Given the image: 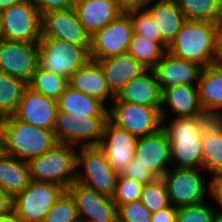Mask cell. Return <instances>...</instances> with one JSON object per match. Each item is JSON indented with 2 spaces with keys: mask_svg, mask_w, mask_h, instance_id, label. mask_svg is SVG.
I'll use <instances>...</instances> for the list:
<instances>
[{
  "mask_svg": "<svg viewBox=\"0 0 222 222\" xmlns=\"http://www.w3.org/2000/svg\"><path fill=\"white\" fill-rule=\"evenodd\" d=\"M211 119L210 115L175 117L169 125L161 119V130L170 144V162L176 161L175 168H203L202 132Z\"/></svg>",
  "mask_w": 222,
  "mask_h": 222,
  "instance_id": "6da1fadb",
  "label": "cell"
},
{
  "mask_svg": "<svg viewBox=\"0 0 222 222\" xmlns=\"http://www.w3.org/2000/svg\"><path fill=\"white\" fill-rule=\"evenodd\" d=\"M57 143L53 129L31 125L14 115L4 117L1 150L10 156L28 162Z\"/></svg>",
  "mask_w": 222,
  "mask_h": 222,
  "instance_id": "7a4b0ae2",
  "label": "cell"
},
{
  "mask_svg": "<svg viewBox=\"0 0 222 222\" xmlns=\"http://www.w3.org/2000/svg\"><path fill=\"white\" fill-rule=\"evenodd\" d=\"M218 27L219 23L187 20L167 51L205 68L215 61Z\"/></svg>",
  "mask_w": 222,
  "mask_h": 222,
  "instance_id": "3957f363",
  "label": "cell"
},
{
  "mask_svg": "<svg viewBox=\"0 0 222 222\" xmlns=\"http://www.w3.org/2000/svg\"><path fill=\"white\" fill-rule=\"evenodd\" d=\"M74 145L58 142L43 155L28 161L31 180L56 183L67 189L77 176Z\"/></svg>",
  "mask_w": 222,
  "mask_h": 222,
  "instance_id": "277c9868",
  "label": "cell"
},
{
  "mask_svg": "<svg viewBox=\"0 0 222 222\" xmlns=\"http://www.w3.org/2000/svg\"><path fill=\"white\" fill-rule=\"evenodd\" d=\"M39 66L67 79L90 60V48L62 40L40 37Z\"/></svg>",
  "mask_w": 222,
  "mask_h": 222,
  "instance_id": "5b68a950",
  "label": "cell"
},
{
  "mask_svg": "<svg viewBox=\"0 0 222 222\" xmlns=\"http://www.w3.org/2000/svg\"><path fill=\"white\" fill-rule=\"evenodd\" d=\"M108 116H78L72 113L57 111L54 134L61 143L83 146H98L102 139Z\"/></svg>",
  "mask_w": 222,
  "mask_h": 222,
  "instance_id": "8992f818",
  "label": "cell"
},
{
  "mask_svg": "<svg viewBox=\"0 0 222 222\" xmlns=\"http://www.w3.org/2000/svg\"><path fill=\"white\" fill-rule=\"evenodd\" d=\"M77 154V167H84V175L77 171L76 182L106 194L114 195L119 173L110 165L99 146H81Z\"/></svg>",
  "mask_w": 222,
  "mask_h": 222,
  "instance_id": "52a82bcc",
  "label": "cell"
},
{
  "mask_svg": "<svg viewBox=\"0 0 222 222\" xmlns=\"http://www.w3.org/2000/svg\"><path fill=\"white\" fill-rule=\"evenodd\" d=\"M2 39L37 43L41 37V15L33 0H21L1 12Z\"/></svg>",
  "mask_w": 222,
  "mask_h": 222,
  "instance_id": "ba28073f",
  "label": "cell"
},
{
  "mask_svg": "<svg viewBox=\"0 0 222 222\" xmlns=\"http://www.w3.org/2000/svg\"><path fill=\"white\" fill-rule=\"evenodd\" d=\"M108 119L116 126L138 137L155 134L161 129V107H149L113 100Z\"/></svg>",
  "mask_w": 222,
  "mask_h": 222,
  "instance_id": "9c48e42d",
  "label": "cell"
},
{
  "mask_svg": "<svg viewBox=\"0 0 222 222\" xmlns=\"http://www.w3.org/2000/svg\"><path fill=\"white\" fill-rule=\"evenodd\" d=\"M64 187L44 181H30V184L13 197V209L25 222H43L45 215Z\"/></svg>",
  "mask_w": 222,
  "mask_h": 222,
  "instance_id": "30bf717a",
  "label": "cell"
},
{
  "mask_svg": "<svg viewBox=\"0 0 222 222\" xmlns=\"http://www.w3.org/2000/svg\"><path fill=\"white\" fill-rule=\"evenodd\" d=\"M133 25L128 13H121L111 23L94 33L90 38V59H101L127 53Z\"/></svg>",
  "mask_w": 222,
  "mask_h": 222,
  "instance_id": "8fae6325",
  "label": "cell"
},
{
  "mask_svg": "<svg viewBox=\"0 0 222 222\" xmlns=\"http://www.w3.org/2000/svg\"><path fill=\"white\" fill-rule=\"evenodd\" d=\"M167 170L162 179L165 182L169 202L175 208L204 202L207 184L199 169L173 168ZM199 170V171H198Z\"/></svg>",
  "mask_w": 222,
  "mask_h": 222,
  "instance_id": "7c38bea8",
  "label": "cell"
},
{
  "mask_svg": "<svg viewBox=\"0 0 222 222\" xmlns=\"http://www.w3.org/2000/svg\"><path fill=\"white\" fill-rule=\"evenodd\" d=\"M39 66L37 43L0 39V72L29 84Z\"/></svg>",
  "mask_w": 222,
  "mask_h": 222,
  "instance_id": "4fadbf2b",
  "label": "cell"
},
{
  "mask_svg": "<svg viewBox=\"0 0 222 222\" xmlns=\"http://www.w3.org/2000/svg\"><path fill=\"white\" fill-rule=\"evenodd\" d=\"M41 37L90 48L91 36L80 23L75 8L49 11L41 15Z\"/></svg>",
  "mask_w": 222,
  "mask_h": 222,
  "instance_id": "5bb4252c",
  "label": "cell"
},
{
  "mask_svg": "<svg viewBox=\"0 0 222 222\" xmlns=\"http://www.w3.org/2000/svg\"><path fill=\"white\" fill-rule=\"evenodd\" d=\"M67 190L75 200L79 219L88 222H118L117 205L112 197L76 181Z\"/></svg>",
  "mask_w": 222,
  "mask_h": 222,
  "instance_id": "9a60e30c",
  "label": "cell"
},
{
  "mask_svg": "<svg viewBox=\"0 0 222 222\" xmlns=\"http://www.w3.org/2000/svg\"><path fill=\"white\" fill-rule=\"evenodd\" d=\"M136 141V136L130 134L126 129L116 126L108 119L98 146L104 152L111 167L120 173L134 158Z\"/></svg>",
  "mask_w": 222,
  "mask_h": 222,
  "instance_id": "2e32d148",
  "label": "cell"
},
{
  "mask_svg": "<svg viewBox=\"0 0 222 222\" xmlns=\"http://www.w3.org/2000/svg\"><path fill=\"white\" fill-rule=\"evenodd\" d=\"M58 111L57 100L34 92L27 87L17 110L13 114L17 119L43 129H54Z\"/></svg>",
  "mask_w": 222,
  "mask_h": 222,
  "instance_id": "e0dca14e",
  "label": "cell"
},
{
  "mask_svg": "<svg viewBox=\"0 0 222 222\" xmlns=\"http://www.w3.org/2000/svg\"><path fill=\"white\" fill-rule=\"evenodd\" d=\"M170 144L160 129L152 135L138 137L135 144L134 158L157 178L167 172L170 162Z\"/></svg>",
  "mask_w": 222,
  "mask_h": 222,
  "instance_id": "ac0fdd59",
  "label": "cell"
},
{
  "mask_svg": "<svg viewBox=\"0 0 222 222\" xmlns=\"http://www.w3.org/2000/svg\"><path fill=\"white\" fill-rule=\"evenodd\" d=\"M152 70L163 90L173 85H194L193 81L199 80L202 67L177 58L167 51Z\"/></svg>",
  "mask_w": 222,
  "mask_h": 222,
  "instance_id": "d6986e66",
  "label": "cell"
},
{
  "mask_svg": "<svg viewBox=\"0 0 222 222\" xmlns=\"http://www.w3.org/2000/svg\"><path fill=\"white\" fill-rule=\"evenodd\" d=\"M170 106L178 118L207 116L203 111L195 85H173L162 90L161 118L166 119L164 107Z\"/></svg>",
  "mask_w": 222,
  "mask_h": 222,
  "instance_id": "ffe728a7",
  "label": "cell"
},
{
  "mask_svg": "<svg viewBox=\"0 0 222 222\" xmlns=\"http://www.w3.org/2000/svg\"><path fill=\"white\" fill-rule=\"evenodd\" d=\"M74 8L80 23L90 36L123 13L116 0H76Z\"/></svg>",
  "mask_w": 222,
  "mask_h": 222,
  "instance_id": "44dd1931",
  "label": "cell"
},
{
  "mask_svg": "<svg viewBox=\"0 0 222 222\" xmlns=\"http://www.w3.org/2000/svg\"><path fill=\"white\" fill-rule=\"evenodd\" d=\"M105 75L110 91L116 96L133 78L146 69L130 54L124 53L97 61Z\"/></svg>",
  "mask_w": 222,
  "mask_h": 222,
  "instance_id": "7402d4cb",
  "label": "cell"
},
{
  "mask_svg": "<svg viewBox=\"0 0 222 222\" xmlns=\"http://www.w3.org/2000/svg\"><path fill=\"white\" fill-rule=\"evenodd\" d=\"M148 71L149 70H146L140 76L133 78L113 100L146 105L149 107H161L162 90L157 82L154 71Z\"/></svg>",
  "mask_w": 222,
  "mask_h": 222,
  "instance_id": "603a6c76",
  "label": "cell"
},
{
  "mask_svg": "<svg viewBox=\"0 0 222 222\" xmlns=\"http://www.w3.org/2000/svg\"><path fill=\"white\" fill-rule=\"evenodd\" d=\"M69 86L94 97L105 104L106 99L115 95L110 91L104 72L97 61L89 60L68 79Z\"/></svg>",
  "mask_w": 222,
  "mask_h": 222,
  "instance_id": "cb8c5ba5",
  "label": "cell"
},
{
  "mask_svg": "<svg viewBox=\"0 0 222 222\" xmlns=\"http://www.w3.org/2000/svg\"><path fill=\"white\" fill-rule=\"evenodd\" d=\"M201 107L212 118H222V67L215 63L202 68L197 82Z\"/></svg>",
  "mask_w": 222,
  "mask_h": 222,
  "instance_id": "d4e9b609",
  "label": "cell"
},
{
  "mask_svg": "<svg viewBox=\"0 0 222 222\" xmlns=\"http://www.w3.org/2000/svg\"><path fill=\"white\" fill-rule=\"evenodd\" d=\"M154 20L161 39L169 46L187 21L174 0H157L144 8Z\"/></svg>",
  "mask_w": 222,
  "mask_h": 222,
  "instance_id": "484cf974",
  "label": "cell"
},
{
  "mask_svg": "<svg viewBox=\"0 0 222 222\" xmlns=\"http://www.w3.org/2000/svg\"><path fill=\"white\" fill-rule=\"evenodd\" d=\"M30 181L28 163L0 149V188L15 197L30 184Z\"/></svg>",
  "mask_w": 222,
  "mask_h": 222,
  "instance_id": "4316f807",
  "label": "cell"
},
{
  "mask_svg": "<svg viewBox=\"0 0 222 222\" xmlns=\"http://www.w3.org/2000/svg\"><path fill=\"white\" fill-rule=\"evenodd\" d=\"M203 169L222 173V118H212L202 132Z\"/></svg>",
  "mask_w": 222,
  "mask_h": 222,
  "instance_id": "83f0119b",
  "label": "cell"
},
{
  "mask_svg": "<svg viewBox=\"0 0 222 222\" xmlns=\"http://www.w3.org/2000/svg\"><path fill=\"white\" fill-rule=\"evenodd\" d=\"M58 110L78 116H108V108L100 100L67 86L57 100Z\"/></svg>",
  "mask_w": 222,
  "mask_h": 222,
  "instance_id": "f1b7e54d",
  "label": "cell"
},
{
  "mask_svg": "<svg viewBox=\"0 0 222 222\" xmlns=\"http://www.w3.org/2000/svg\"><path fill=\"white\" fill-rule=\"evenodd\" d=\"M164 42H153L133 33L127 53L133 56L146 70H152L167 52Z\"/></svg>",
  "mask_w": 222,
  "mask_h": 222,
  "instance_id": "f546056e",
  "label": "cell"
},
{
  "mask_svg": "<svg viewBox=\"0 0 222 222\" xmlns=\"http://www.w3.org/2000/svg\"><path fill=\"white\" fill-rule=\"evenodd\" d=\"M188 21L219 23L222 5L216 0H174Z\"/></svg>",
  "mask_w": 222,
  "mask_h": 222,
  "instance_id": "4dcf8cb0",
  "label": "cell"
},
{
  "mask_svg": "<svg viewBox=\"0 0 222 222\" xmlns=\"http://www.w3.org/2000/svg\"><path fill=\"white\" fill-rule=\"evenodd\" d=\"M27 87L24 81L0 72V114L3 117L15 113Z\"/></svg>",
  "mask_w": 222,
  "mask_h": 222,
  "instance_id": "1f68e13d",
  "label": "cell"
},
{
  "mask_svg": "<svg viewBox=\"0 0 222 222\" xmlns=\"http://www.w3.org/2000/svg\"><path fill=\"white\" fill-rule=\"evenodd\" d=\"M68 85L66 77L56 75L38 66L28 87L34 92L58 100Z\"/></svg>",
  "mask_w": 222,
  "mask_h": 222,
  "instance_id": "d6a6232c",
  "label": "cell"
},
{
  "mask_svg": "<svg viewBox=\"0 0 222 222\" xmlns=\"http://www.w3.org/2000/svg\"><path fill=\"white\" fill-rule=\"evenodd\" d=\"M140 201L151 213L163 210L170 206L165 182L157 178L154 182L144 184L141 191Z\"/></svg>",
  "mask_w": 222,
  "mask_h": 222,
  "instance_id": "836d02e7",
  "label": "cell"
},
{
  "mask_svg": "<svg viewBox=\"0 0 222 222\" xmlns=\"http://www.w3.org/2000/svg\"><path fill=\"white\" fill-rule=\"evenodd\" d=\"M78 220L75 200L65 189L45 215L43 222H77Z\"/></svg>",
  "mask_w": 222,
  "mask_h": 222,
  "instance_id": "e575fe53",
  "label": "cell"
},
{
  "mask_svg": "<svg viewBox=\"0 0 222 222\" xmlns=\"http://www.w3.org/2000/svg\"><path fill=\"white\" fill-rule=\"evenodd\" d=\"M127 13L132 21L133 33L142 35L153 42H163L154 20L145 9L133 10Z\"/></svg>",
  "mask_w": 222,
  "mask_h": 222,
  "instance_id": "d590c367",
  "label": "cell"
},
{
  "mask_svg": "<svg viewBox=\"0 0 222 222\" xmlns=\"http://www.w3.org/2000/svg\"><path fill=\"white\" fill-rule=\"evenodd\" d=\"M142 187V183L119 173L112 200L117 205V208L122 204L140 200Z\"/></svg>",
  "mask_w": 222,
  "mask_h": 222,
  "instance_id": "8d00e7d4",
  "label": "cell"
},
{
  "mask_svg": "<svg viewBox=\"0 0 222 222\" xmlns=\"http://www.w3.org/2000/svg\"><path fill=\"white\" fill-rule=\"evenodd\" d=\"M216 211L205 202L177 208L176 222H215Z\"/></svg>",
  "mask_w": 222,
  "mask_h": 222,
  "instance_id": "74e56055",
  "label": "cell"
},
{
  "mask_svg": "<svg viewBox=\"0 0 222 222\" xmlns=\"http://www.w3.org/2000/svg\"><path fill=\"white\" fill-rule=\"evenodd\" d=\"M151 215L140 200L122 204L117 208L118 222H150Z\"/></svg>",
  "mask_w": 222,
  "mask_h": 222,
  "instance_id": "f35d334b",
  "label": "cell"
},
{
  "mask_svg": "<svg viewBox=\"0 0 222 222\" xmlns=\"http://www.w3.org/2000/svg\"><path fill=\"white\" fill-rule=\"evenodd\" d=\"M120 174L127 178L134 179L143 185L154 182L157 179L149 169L143 167L135 158L126 164Z\"/></svg>",
  "mask_w": 222,
  "mask_h": 222,
  "instance_id": "ab89813d",
  "label": "cell"
},
{
  "mask_svg": "<svg viewBox=\"0 0 222 222\" xmlns=\"http://www.w3.org/2000/svg\"><path fill=\"white\" fill-rule=\"evenodd\" d=\"M40 15L49 11L74 8L76 0H33Z\"/></svg>",
  "mask_w": 222,
  "mask_h": 222,
  "instance_id": "60d3db41",
  "label": "cell"
},
{
  "mask_svg": "<svg viewBox=\"0 0 222 222\" xmlns=\"http://www.w3.org/2000/svg\"><path fill=\"white\" fill-rule=\"evenodd\" d=\"M177 208L173 205L152 213L150 222H176Z\"/></svg>",
  "mask_w": 222,
  "mask_h": 222,
  "instance_id": "b9f144b4",
  "label": "cell"
},
{
  "mask_svg": "<svg viewBox=\"0 0 222 222\" xmlns=\"http://www.w3.org/2000/svg\"><path fill=\"white\" fill-rule=\"evenodd\" d=\"M152 1L153 0H116L118 8L124 13L144 9Z\"/></svg>",
  "mask_w": 222,
  "mask_h": 222,
  "instance_id": "7bdbcfd3",
  "label": "cell"
},
{
  "mask_svg": "<svg viewBox=\"0 0 222 222\" xmlns=\"http://www.w3.org/2000/svg\"><path fill=\"white\" fill-rule=\"evenodd\" d=\"M208 186L211 197H214L222 208V173L214 175Z\"/></svg>",
  "mask_w": 222,
  "mask_h": 222,
  "instance_id": "ee69618b",
  "label": "cell"
},
{
  "mask_svg": "<svg viewBox=\"0 0 222 222\" xmlns=\"http://www.w3.org/2000/svg\"><path fill=\"white\" fill-rule=\"evenodd\" d=\"M13 209V197L0 188V216Z\"/></svg>",
  "mask_w": 222,
  "mask_h": 222,
  "instance_id": "f6af8a7d",
  "label": "cell"
},
{
  "mask_svg": "<svg viewBox=\"0 0 222 222\" xmlns=\"http://www.w3.org/2000/svg\"><path fill=\"white\" fill-rule=\"evenodd\" d=\"M214 63L222 67V27H218L217 31V45H216V57Z\"/></svg>",
  "mask_w": 222,
  "mask_h": 222,
  "instance_id": "bcb514c9",
  "label": "cell"
},
{
  "mask_svg": "<svg viewBox=\"0 0 222 222\" xmlns=\"http://www.w3.org/2000/svg\"><path fill=\"white\" fill-rule=\"evenodd\" d=\"M0 222H25L18 214L17 212L12 209L7 214L0 216Z\"/></svg>",
  "mask_w": 222,
  "mask_h": 222,
  "instance_id": "7dc6e473",
  "label": "cell"
},
{
  "mask_svg": "<svg viewBox=\"0 0 222 222\" xmlns=\"http://www.w3.org/2000/svg\"><path fill=\"white\" fill-rule=\"evenodd\" d=\"M21 0H0V12L8 9L10 6L20 2Z\"/></svg>",
  "mask_w": 222,
  "mask_h": 222,
  "instance_id": "c3c4849f",
  "label": "cell"
},
{
  "mask_svg": "<svg viewBox=\"0 0 222 222\" xmlns=\"http://www.w3.org/2000/svg\"><path fill=\"white\" fill-rule=\"evenodd\" d=\"M3 120L4 117L0 114V143H2Z\"/></svg>",
  "mask_w": 222,
  "mask_h": 222,
  "instance_id": "681fc988",
  "label": "cell"
},
{
  "mask_svg": "<svg viewBox=\"0 0 222 222\" xmlns=\"http://www.w3.org/2000/svg\"><path fill=\"white\" fill-rule=\"evenodd\" d=\"M215 222H222V211L216 213Z\"/></svg>",
  "mask_w": 222,
  "mask_h": 222,
  "instance_id": "f907efd6",
  "label": "cell"
},
{
  "mask_svg": "<svg viewBox=\"0 0 222 222\" xmlns=\"http://www.w3.org/2000/svg\"><path fill=\"white\" fill-rule=\"evenodd\" d=\"M0 39H2V19H1V12H0Z\"/></svg>",
  "mask_w": 222,
  "mask_h": 222,
  "instance_id": "816d5d0a",
  "label": "cell"
},
{
  "mask_svg": "<svg viewBox=\"0 0 222 222\" xmlns=\"http://www.w3.org/2000/svg\"><path fill=\"white\" fill-rule=\"evenodd\" d=\"M77 222H88V221H85V220L79 219Z\"/></svg>",
  "mask_w": 222,
  "mask_h": 222,
  "instance_id": "f5cc1de1",
  "label": "cell"
},
{
  "mask_svg": "<svg viewBox=\"0 0 222 222\" xmlns=\"http://www.w3.org/2000/svg\"><path fill=\"white\" fill-rule=\"evenodd\" d=\"M219 26H221V27H222V17H221V21H220V24H219Z\"/></svg>",
  "mask_w": 222,
  "mask_h": 222,
  "instance_id": "db71d44e",
  "label": "cell"
},
{
  "mask_svg": "<svg viewBox=\"0 0 222 222\" xmlns=\"http://www.w3.org/2000/svg\"><path fill=\"white\" fill-rule=\"evenodd\" d=\"M216 1H218L222 5V0H216Z\"/></svg>",
  "mask_w": 222,
  "mask_h": 222,
  "instance_id": "11a10c76",
  "label": "cell"
}]
</instances>
